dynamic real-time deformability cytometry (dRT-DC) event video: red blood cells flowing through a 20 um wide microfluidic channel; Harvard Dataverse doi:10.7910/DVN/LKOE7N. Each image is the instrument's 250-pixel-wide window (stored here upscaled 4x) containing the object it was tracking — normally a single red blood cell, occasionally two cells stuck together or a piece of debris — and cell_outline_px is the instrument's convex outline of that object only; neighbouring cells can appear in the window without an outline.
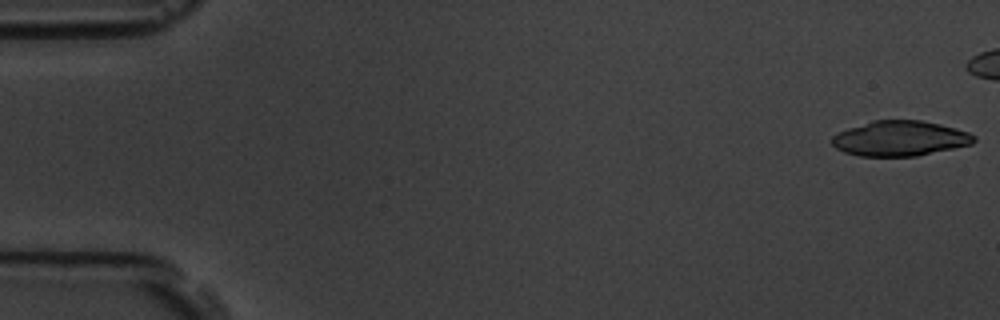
{"species": "common noctule bat (a hibernating species)", "species_latin": "Nyctalus noctula", "temperature_condition": "room temperature", "stored_images_in_passage": 8, "camera_frame_rate_fps": 3000, "um_per_image_px": 0.085, "animal": {"sex": "male", "body_mass_g": 19.5, "forearm_length_mm": 54.6}, "frame": {"image": 1, "passage_image": 1, "time_ms": 0.0, "image_size_px": [1000, 320], "cell_outline_px": [[976, 140], [972, 144], [916, 156], [860, 156], [844, 152], [836, 148], [832, 144], [832, 136], [848, 128], [872, 120], [920, 120], [940, 124], [968, 132], [976, 136]], "centroid_in_image_um": [76.49, 11.76], "position_along_channel_um": 8.5, "area_um2": 28.96}}